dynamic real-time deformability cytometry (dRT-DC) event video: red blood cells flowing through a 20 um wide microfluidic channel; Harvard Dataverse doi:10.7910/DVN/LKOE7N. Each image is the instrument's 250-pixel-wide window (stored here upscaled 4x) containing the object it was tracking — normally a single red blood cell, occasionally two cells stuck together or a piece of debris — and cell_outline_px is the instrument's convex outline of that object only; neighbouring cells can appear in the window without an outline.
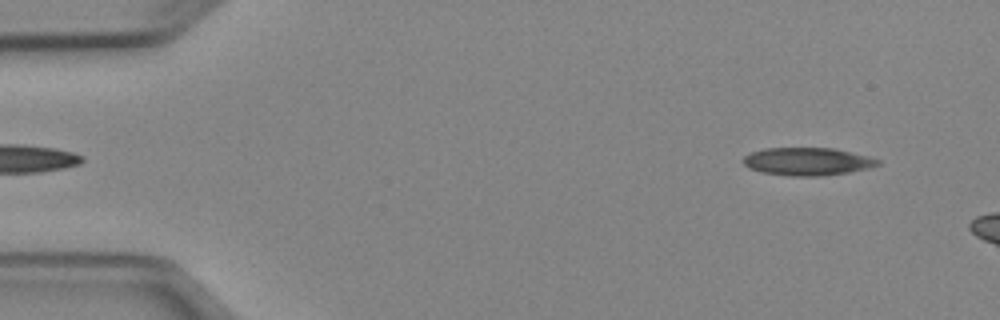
{"species": "Egyptian fruit bat (a non-hibernating species)", "species_latin": "Rousettus aegyptiacus", "temperature_condition": "cold", "stored_images_in_passage": 7, "camera_frame_rate_fps": 3000, "um_per_image_px": 0.085, "animal": {"sex": "female"}, "frame": {"image": 1, "passage_image": 2, "time_ms": 0.333, "image_size_px": [1000, 320], "cell_outline_px": [[880, 164], [868, 168], [848, 172], [820, 176], [788, 176], [760, 172], [748, 168], [740, 160], [744, 156], [752, 152], [764, 148], [832, 148], [868, 156], [880, 160]], "centroid_in_image_um": [68.57, 13.73], "position_along_channel_um": 16.4, "area_um2": 21.85}}